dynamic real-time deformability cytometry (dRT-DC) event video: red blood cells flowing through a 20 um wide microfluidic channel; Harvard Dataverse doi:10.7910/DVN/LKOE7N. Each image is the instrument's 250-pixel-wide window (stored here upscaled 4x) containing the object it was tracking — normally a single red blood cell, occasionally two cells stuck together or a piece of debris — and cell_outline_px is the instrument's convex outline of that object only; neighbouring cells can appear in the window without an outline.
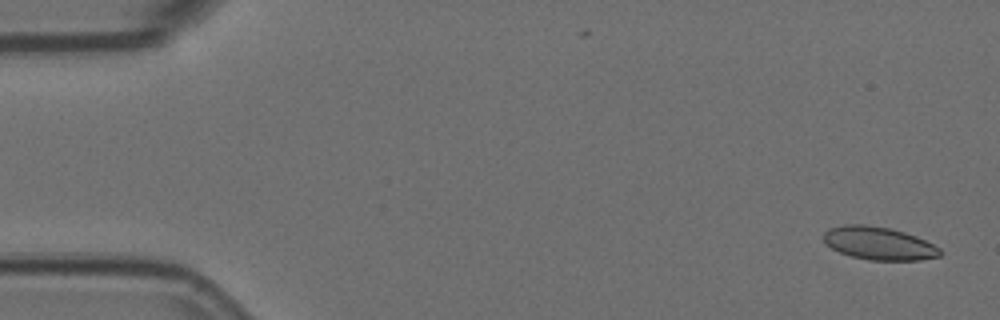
{"species": "Egyptian fruit bat (a non-hibernating species)", "species_latin": "Rousettus aegyptiacus", "temperature_condition": "room temperature", "stored_images_in_passage": 4, "camera_frame_rate_fps": 3000, "um_per_image_px": 0.085, "animal": {"sex": "female"}, "frame": {"image": 1, "passage_image": 1, "time_ms": 0.0, "image_size_px": [1000, 320], "cell_outline_px": [[944, 252], [940, 256], [920, 260], [868, 260], [852, 256], [840, 252], [832, 248], [824, 240], [824, 232], [828, 228], [844, 224], [864, 224], [888, 228], [904, 232], [916, 236], [940, 248]], "centroid_in_image_um": [74.71, 20.68], "position_along_channel_um": 10.3, "area_um2": 22.31}}
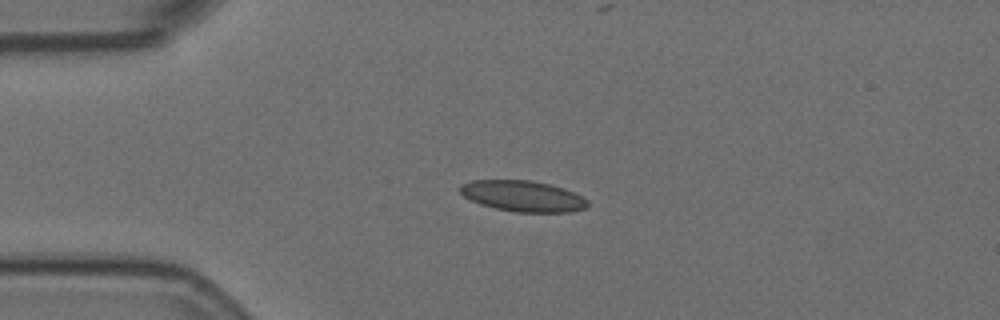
{"frame": {"image": 2, "passage_image": 4, "time_ms": 1.0, "image_size_px": [1000, 320], "cell_outline_px": [[588, 208], [568, 212], [516, 212], [496, 208], [480, 204], [464, 196], [460, 192], [460, 184], [472, 180], [532, 180], [564, 188], [588, 200]], "centroid_in_image_um": [44.44, 16.66], "position_along_channel_um": 40.6, "area_um2": 22.89}}